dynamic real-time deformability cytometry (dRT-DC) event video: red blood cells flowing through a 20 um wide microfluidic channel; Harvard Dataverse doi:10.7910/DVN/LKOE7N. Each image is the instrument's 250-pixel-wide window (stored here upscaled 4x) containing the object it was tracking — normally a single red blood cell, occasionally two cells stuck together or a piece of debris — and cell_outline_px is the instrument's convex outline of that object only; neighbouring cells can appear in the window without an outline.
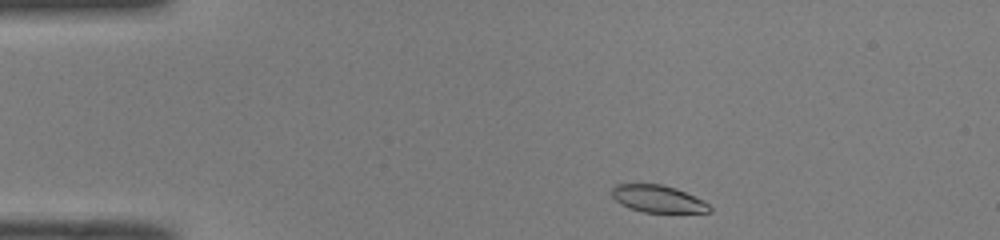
{"species": "common noctule bat (a hibernating species)", "species_latin": "Nyctalus noctula", "temperature_condition": "room temperature", "stored_images_in_passage": 42, "camera_frame_rate_fps": 3000, "um_per_image_px": 0.085, "animal": {"sex": "male", "body_mass_g": 19.0, "forearm_length_mm": 50.8}, "frame": {"image": 1, "passage_image": 1, "time_ms": 0.0, "image_size_px": [1000, 240], "cell_outline_px": [[712, 212], [644, 212], [628, 208], [620, 204], [612, 196], [612, 188], [616, 184], [660, 184], [676, 188], [704, 200], [712, 208]], "centroid_in_image_um": [55.93, 16.9], "position_along_channel_um": 29.1, "area_um2": 15.49}}
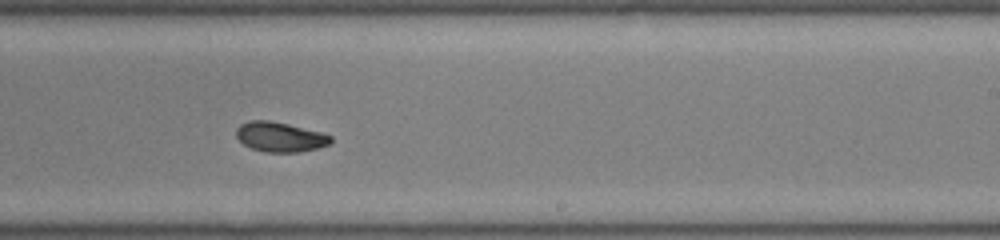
{"frame": {"image": 2, "passage_image": 23, "time_ms": 7.333, "image_size_px": [1000, 240], "cell_outline_px": [[332, 144], [320, 148], [300, 152], [264, 152], [252, 148], [244, 144], [236, 136], [236, 128], [240, 124], [248, 120], [268, 120], [288, 124], [324, 132], [332, 136]], "centroid_in_image_um": [23.85, 11.64], "position_along_channel_um": 265.1, "area_um2": 16.7}}
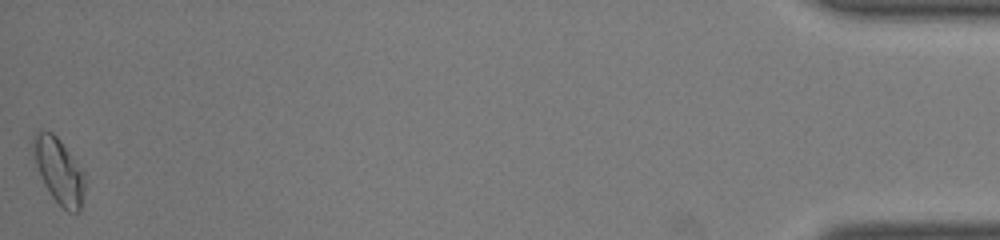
{"frame": {"image": 3, "passage_image": 42, "time_ms": 13.667, "image_size_px": [1000, 240], "cell_outline_px": [[84, 192], [80, 212], [68, 212], [52, 196], [44, 184], [40, 176], [36, 164], [32, 144], [32, 136], [36, 132], [52, 132], [60, 140], [84, 172]], "centroid_in_image_um": [5.01, 14.53], "position_along_channel_um": 430.2, "area_um2": 19.31}, "authors_computed_cell_mechanics": {"area_um2": 16.8198, "velocity_mm_per_s": 4.0793, "shape_relaxation_time_tau1_ms": 3.3466, "shape_relaxation_time_tau2_ms": 3.8713, "deformation_change_tau1": 0.1304, "deformation_change_tau2": 0.0723}}